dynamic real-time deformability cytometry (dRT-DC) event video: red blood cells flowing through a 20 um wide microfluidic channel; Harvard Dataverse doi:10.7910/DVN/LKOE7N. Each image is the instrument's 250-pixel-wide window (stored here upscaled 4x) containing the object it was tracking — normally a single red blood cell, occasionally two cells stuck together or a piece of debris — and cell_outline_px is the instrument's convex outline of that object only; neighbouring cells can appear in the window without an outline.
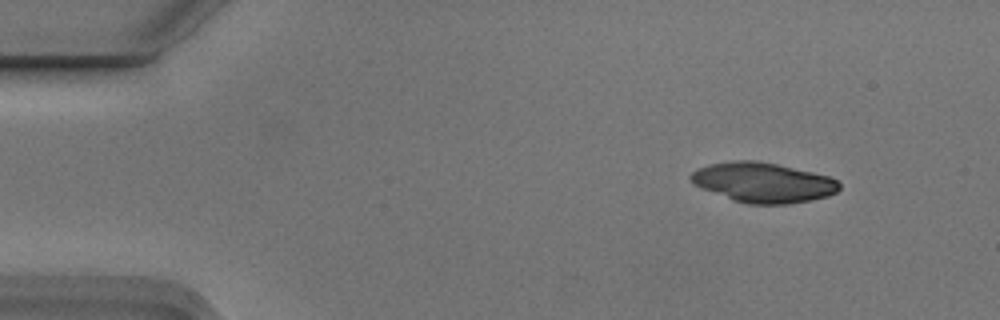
{"species": "Egyptian fruit bat (a non-hibernating species)", "species_latin": "Rousettus aegyptiacus", "temperature_condition": "cold", "stored_images_in_passage": 7, "camera_frame_rate_fps": 3000, "um_per_image_px": 0.085, "animal": {"sex": "male"}, "frame": {"image": 1, "passage_image": 1, "time_ms": 0.0, "image_size_px": [1000, 320], "cell_outline_px": [[840, 188], [836, 192], [828, 196], [812, 200], [788, 204], [748, 204], [732, 200], [700, 188], [692, 184], [688, 176], [696, 168], [708, 164], [732, 160], [756, 160], [776, 164], [812, 172], [828, 176], [836, 180], [840, 184]], "centroid_in_image_um": [64.8, 15.51], "position_along_channel_um": 20.2, "area_um2": 34.8}}